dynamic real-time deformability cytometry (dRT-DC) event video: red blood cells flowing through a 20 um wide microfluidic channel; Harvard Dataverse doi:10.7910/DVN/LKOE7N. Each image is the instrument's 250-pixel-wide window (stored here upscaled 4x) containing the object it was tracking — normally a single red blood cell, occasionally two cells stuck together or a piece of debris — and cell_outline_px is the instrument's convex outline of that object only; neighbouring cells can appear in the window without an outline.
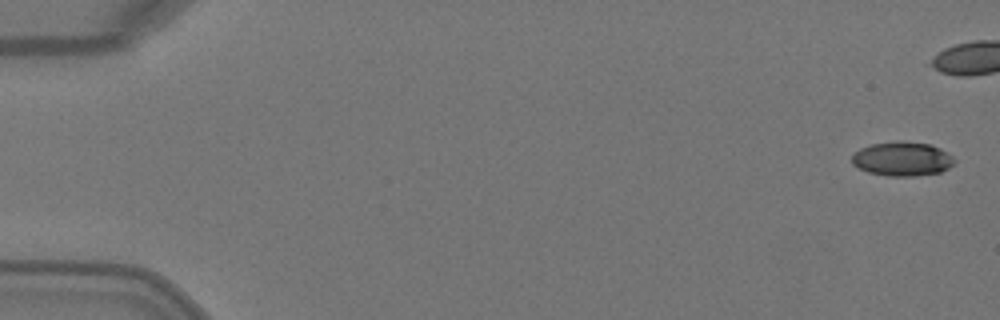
{"species": "Egyptian fruit bat (a non-hibernating species)", "species_latin": "Rousettus aegyptiacus", "temperature_condition": "warm", "stored_images_in_passage": 6, "segment_of_instrument_passage": [2, 2], "camera_frame_rate_fps": 3000, "um_per_image_px": 0.085, "animal": {"sex": "female"}, "frame": {"image": 1, "passage_image": 6, "time_ms": 1.667, "image_size_px": [1000, 320], "cell_outline_px": [[956, 160], [948, 168], [940, 172], [916, 176], [888, 176], [868, 172], [852, 164], [852, 156], [860, 148], [872, 144], [896, 140], [928, 144], [940, 148], [948, 152]], "centroid_in_image_um": [76.69, 13.5], "position_along_channel_um": 8.3, "area_um2": 20.4}}